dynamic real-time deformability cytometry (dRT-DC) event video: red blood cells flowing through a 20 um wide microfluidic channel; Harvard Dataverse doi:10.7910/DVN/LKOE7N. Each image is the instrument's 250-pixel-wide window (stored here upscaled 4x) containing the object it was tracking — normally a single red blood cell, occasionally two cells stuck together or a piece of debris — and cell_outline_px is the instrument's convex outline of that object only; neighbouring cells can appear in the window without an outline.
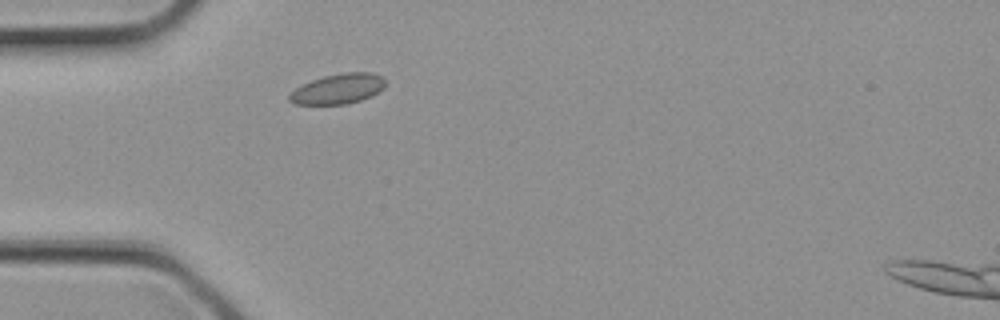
{"species": "common noctule bat (a hibernating species)", "species_latin": "Nyctalus noctula", "temperature_condition": "cold", "stored_images_in_passage": 1, "camera_frame_rate_fps": 3000, "um_per_image_px": 0.085, "animal": {"sex": "female", "body_mass_g": 21.9}, "frame": {"image": 1, "passage_image": 1, "time_ms": 0.0, "image_size_px": [1000, 320], "cell_outline_px": [[384, 88], [372, 96], [360, 100], [344, 104], [296, 104], [288, 100], [288, 96], [296, 88], [312, 80], [324, 76], [344, 72], [372, 72], [384, 76]], "centroid_in_image_um": [28.77, 7.54], "position_along_channel_um": 56.2, "area_um2": 16.76}}